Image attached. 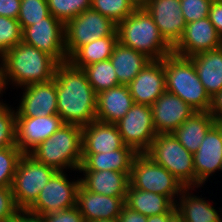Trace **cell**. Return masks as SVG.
Returning <instances> with one entry per match:
<instances>
[{
	"label": "cell",
	"instance_id": "obj_1",
	"mask_svg": "<svg viewBox=\"0 0 222 222\" xmlns=\"http://www.w3.org/2000/svg\"><path fill=\"white\" fill-rule=\"evenodd\" d=\"M57 114L65 124L86 126L96 120L97 94L85 72L69 62L55 70Z\"/></svg>",
	"mask_w": 222,
	"mask_h": 222
},
{
	"label": "cell",
	"instance_id": "obj_2",
	"mask_svg": "<svg viewBox=\"0 0 222 222\" xmlns=\"http://www.w3.org/2000/svg\"><path fill=\"white\" fill-rule=\"evenodd\" d=\"M0 62L6 87L11 82L18 88L53 80L59 64L52 56L23 41L9 49Z\"/></svg>",
	"mask_w": 222,
	"mask_h": 222
},
{
	"label": "cell",
	"instance_id": "obj_3",
	"mask_svg": "<svg viewBox=\"0 0 222 222\" xmlns=\"http://www.w3.org/2000/svg\"><path fill=\"white\" fill-rule=\"evenodd\" d=\"M118 41L151 60H161L173 52L145 8H136L117 24Z\"/></svg>",
	"mask_w": 222,
	"mask_h": 222
},
{
	"label": "cell",
	"instance_id": "obj_4",
	"mask_svg": "<svg viewBox=\"0 0 222 222\" xmlns=\"http://www.w3.org/2000/svg\"><path fill=\"white\" fill-rule=\"evenodd\" d=\"M28 154L56 171H78L82 162V127L64 124Z\"/></svg>",
	"mask_w": 222,
	"mask_h": 222
},
{
	"label": "cell",
	"instance_id": "obj_5",
	"mask_svg": "<svg viewBox=\"0 0 222 222\" xmlns=\"http://www.w3.org/2000/svg\"><path fill=\"white\" fill-rule=\"evenodd\" d=\"M164 71L167 92L177 95L196 112L209 111L211 98L190 58L172 52L164 57Z\"/></svg>",
	"mask_w": 222,
	"mask_h": 222
},
{
	"label": "cell",
	"instance_id": "obj_6",
	"mask_svg": "<svg viewBox=\"0 0 222 222\" xmlns=\"http://www.w3.org/2000/svg\"><path fill=\"white\" fill-rule=\"evenodd\" d=\"M145 154L166 168L184 188H196L193 154L172 133L156 134Z\"/></svg>",
	"mask_w": 222,
	"mask_h": 222
},
{
	"label": "cell",
	"instance_id": "obj_7",
	"mask_svg": "<svg viewBox=\"0 0 222 222\" xmlns=\"http://www.w3.org/2000/svg\"><path fill=\"white\" fill-rule=\"evenodd\" d=\"M130 186L138 190L169 197L175 204L183 185L163 166L155 163L145 153H138L131 165Z\"/></svg>",
	"mask_w": 222,
	"mask_h": 222
},
{
	"label": "cell",
	"instance_id": "obj_8",
	"mask_svg": "<svg viewBox=\"0 0 222 222\" xmlns=\"http://www.w3.org/2000/svg\"><path fill=\"white\" fill-rule=\"evenodd\" d=\"M56 170L38 162L29 154H23L18 162L12 193L20 210H27L38 198Z\"/></svg>",
	"mask_w": 222,
	"mask_h": 222
},
{
	"label": "cell",
	"instance_id": "obj_9",
	"mask_svg": "<svg viewBox=\"0 0 222 222\" xmlns=\"http://www.w3.org/2000/svg\"><path fill=\"white\" fill-rule=\"evenodd\" d=\"M115 24L101 13L88 9L65 23V50L68 58L81 46L96 39L111 36Z\"/></svg>",
	"mask_w": 222,
	"mask_h": 222
},
{
	"label": "cell",
	"instance_id": "obj_10",
	"mask_svg": "<svg viewBox=\"0 0 222 222\" xmlns=\"http://www.w3.org/2000/svg\"><path fill=\"white\" fill-rule=\"evenodd\" d=\"M65 173V170L56 171L27 210L43 216L76 206L80 179L69 181Z\"/></svg>",
	"mask_w": 222,
	"mask_h": 222
},
{
	"label": "cell",
	"instance_id": "obj_11",
	"mask_svg": "<svg viewBox=\"0 0 222 222\" xmlns=\"http://www.w3.org/2000/svg\"><path fill=\"white\" fill-rule=\"evenodd\" d=\"M65 24L51 14L22 30V41L52 56L58 63L68 62L65 50Z\"/></svg>",
	"mask_w": 222,
	"mask_h": 222
},
{
	"label": "cell",
	"instance_id": "obj_12",
	"mask_svg": "<svg viewBox=\"0 0 222 222\" xmlns=\"http://www.w3.org/2000/svg\"><path fill=\"white\" fill-rule=\"evenodd\" d=\"M125 145L137 153H145L156 136L151 106L134 103L115 124Z\"/></svg>",
	"mask_w": 222,
	"mask_h": 222
},
{
	"label": "cell",
	"instance_id": "obj_13",
	"mask_svg": "<svg viewBox=\"0 0 222 222\" xmlns=\"http://www.w3.org/2000/svg\"><path fill=\"white\" fill-rule=\"evenodd\" d=\"M222 47V37L208 17L187 23L173 53L182 57H192L199 53Z\"/></svg>",
	"mask_w": 222,
	"mask_h": 222
},
{
	"label": "cell",
	"instance_id": "obj_14",
	"mask_svg": "<svg viewBox=\"0 0 222 222\" xmlns=\"http://www.w3.org/2000/svg\"><path fill=\"white\" fill-rule=\"evenodd\" d=\"M196 188L206 183L210 176L221 171L222 124L214 123L205 134L198 150L193 154Z\"/></svg>",
	"mask_w": 222,
	"mask_h": 222
},
{
	"label": "cell",
	"instance_id": "obj_15",
	"mask_svg": "<svg viewBox=\"0 0 222 222\" xmlns=\"http://www.w3.org/2000/svg\"><path fill=\"white\" fill-rule=\"evenodd\" d=\"M64 124L58 114L45 117H16V146L24 154H28Z\"/></svg>",
	"mask_w": 222,
	"mask_h": 222
},
{
	"label": "cell",
	"instance_id": "obj_16",
	"mask_svg": "<svg viewBox=\"0 0 222 222\" xmlns=\"http://www.w3.org/2000/svg\"><path fill=\"white\" fill-rule=\"evenodd\" d=\"M144 8L155 21L164 40L173 48L187 24L180 0H150Z\"/></svg>",
	"mask_w": 222,
	"mask_h": 222
},
{
	"label": "cell",
	"instance_id": "obj_17",
	"mask_svg": "<svg viewBox=\"0 0 222 222\" xmlns=\"http://www.w3.org/2000/svg\"><path fill=\"white\" fill-rule=\"evenodd\" d=\"M21 89L24 90L16 109V117H45L57 114L55 79L46 83L30 84Z\"/></svg>",
	"mask_w": 222,
	"mask_h": 222
},
{
	"label": "cell",
	"instance_id": "obj_18",
	"mask_svg": "<svg viewBox=\"0 0 222 222\" xmlns=\"http://www.w3.org/2000/svg\"><path fill=\"white\" fill-rule=\"evenodd\" d=\"M154 128L157 134L173 133L196 111L177 95L167 91L151 105Z\"/></svg>",
	"mask_w": 222,
	"mask_h": 222
},
{
	"label": "cell",
	"instance_id": "obj_19",
	"mask_svg": "<svg viewBox=\"0 0 222 222\" xmlns=\"http://www.w3.org/2000/svg\"><path fill=\"white\" fill-rule=\"evenodd\" d=\"M128 87L134 103L151 106L166 91L164 58L151 60Z\"/></svg>",
	"mask_w": 222,
	"mask_h": 222
},
{
	"label": "cell",
	"instance_id": "obj_20",
	"mask_svg": "<svg viewBox=\"0 0 222 222\" xmlns=\"http://www.w3.org/2000/svg\"><path fill=\"white\" fill-rule=\"evenodd\" d=\"M117 149H133L123 143L115 124L93 121L82 127V154H98Z\"/></svg>",
	"mask_w": 222,
	"mask_h": 222
},
{
	"label": "cell",
	"instance_id": "obj_21",
	"mask_svg": "<svg viewBox=\"0 0 222 222\" xmlns=\"http://www.w3.org/2000/svg\"><path fill=\"white\" fill-rule=\"evenodd\" d=\"M125 205L121 197H110L86 190L81 184L77 191L76 206L86 222L115 219Z\"/></svg>",
	"mask_w": 222,
	"mask_h": 222
},
{
	"label": "cell",
	"instance_id": "obj_22",
	"mask_svg": "<svg viewBox=\"0 0 222 222\" xmlns=\"http://www.w3.org/2000/svg\"><path fill=\"white\" fill-rule=\"evenodd\" d=\"M128 85H119L97 94L96 120L116 124L133 106Z\"/></svg>",
	"mask_w": 222,
	"mask_h": 222
},
{
	"label": "cell",
	"instance_id": "obj_23",
	"mask_svg": "<svg viewBox=\"0 0 222 222\" xmlns=\"http://www.w3.org/2000/svg\"><path fill=\"white\" fill-rule=\"evenodd\" d=\"M84 177H80V184L88 191L110 196L121 197L126 200L130 185V173L118 171H79Z\"/></svg>",
	"mask_w": 222,
	"mask_h": 222
},
{
	"label": "cell",
	"instance_id": "obj_24",
	"mask_svg": "<svg viewBox=\"0 0 222 222\" xmlns=\"http://www.w3.org/2000/svg\"><path fill=\"white\" fill-rule=\"evenodd\" d=\"M189 58L206 93L212 98L222 90V47Z\"/></svg>",
	"mask_w": 222,
	"mask_h": 222
},
{
	"label": "cell",
	"instance_id": "obj_25",
	"mask_svg": "<svg viewBox=\"0 0 222 222\" xmlns=\"http://www.w3.org/2000/svg\"><path fill=\"white\" fill-rule=\"evenodd\" d=\"M138 153L134 149H117L106 153L82 154L79 171L131 172L132 161Z\"/></svg>",
	"mask_w": 222,
	"mask_h": 222
},
{
	"label": "cell",
	"instance_id": "obj_26",
	"mask_svg": "<svg viewBox=\"0 0 222 222\" xmlns=\"http://www.w3.org/2000/svg\"><path fill=\"white\" fill-rule=\"evenodd\" d=\"M110 61L119 84L128 85L151 59L118 41L113 48Z\"/></svg>",
	"mask_w": 222,
	"mask_h": 222
},
{
	"label": "cell",
	"instance_id": "obj_27",
	"mask_svg": "<svg viewBox=\"0 0 222 222\" xmlns=\"http://www.w3.org/2000/svg\"><path fill=\"white\" fill-rule=\"evenodd\" d=\"M189 190L194 188H184L176 202V210L184 222H222V210H216L204 197L193 195Z\"/></svg>",
	"mask_w": 222,
	"mask_h": 222
},
{
	"label": "cell",
	"instance_id": "obj_28",
	"mask_svg": "<svg viewBox=\"0 0 222 222\" xmlns=\"http://www.w3.org/2000/svg\"><path fill=\"white\" fill-rule=\"evenodd\" d=\"M125 205L146 217L163 213H175L176 204L167 196L138 190L129 185Z\"/></svg>",
	"mask_w": 222,
	"mask_h": 222
},
{
	"label": "cell",
	"instance_id": "obj_29",
	"mask_svg": "<svg viewBox=\"0 0 222 222\" xmlns=\"http://www.w3.org/2000/svg\"><path fill=\"white\" fill-rule=\"evenodd\" d=\"M214 123L215 120L208 111L195 112L172 134L190 153L194 154Z\"/></svg>",
	"mask_w": 222,
	"mask_h": 222
},
{
	"label": "cell",
	"instance_id": "obj_30",
	"mask_svg": "<svg viewBox=\"0 0 222 222\" xmlns=\"http://www.w3.org/2000/svg\"><path fill=\"white\" fill-rule=\"evenodd\" d=\"M118 42L117 30L111 35L96 39L79 47L69 58L68 62L78 69H83L90 64L108 60L113 48Z\"/></svg>",
	"mask_w": 222,
	"mask_h": 222
},
{
	"label": "cell",
	"instance_id": "obj_31",
	"mask_svg": "<svg viewBox=\"0 0 222 222\" xmlns=\"http://www.w3.org/2000/svg\"><path fill=\"white\" fill-rule=\"evenodd\" d=\"M82 70L96 94L120 85L110 59L90 64Z\"/></svg>",
	"mask_w": 222,
	"mask_h": 222
},
{
	"label": "cell",
	"instance_id": "obj_32",
	"mask_svg": "<svg viewBox=\"0 0 222 222\" xmlns=\"http://www.w3.org/2000/svg\"><path fill=\"white\" fill-rule=\"evenodd\" d=\"M91 9L118 24L132 14L136 7L130 0H92Z\"/></svg>",
	"mask_w": 222,
	"mask_h": 222
},
{
	"label": "cell",
	"instance_id": "obj_33",
	"mask_svg": "<svg viewBox=\"0 0 222 222\" xmlns=\"http://www.w3.org/2000/svg\"><path fill=\"white\" fill-rule=\"evenodd\" d=\"M50 14L64 24L91 9L92 0H47Z\"/></svg>",
	"mask_w": 222,
	"mask_h": 222
},
{
	"label": "cell",
	"instance_id": "obj_34",
	"mask_svg": "<svg viewBox=\"0 0 222 222\" xmlns=\"http://www.w3.org/2000/svg\"><path fill=\"white\" fill-rule=\"evenodd\" d=\"M50 15L47 0H21L17 20L22 28L31 26Z\"/></svg>",
	"mask_w": 222,
	"mask_h": 222
},
{
	"label": "cell",
	"instance_id": "obj_35",
	"mask_svg": "<svg viewBox=\"0 0 222 222\" xmlns=\"http://www.w3.org/2000/svg\"><path fill=\"white\" fill-rule=\"evenodd\" d=\"M23 154L18 147L0 149V187H12L16 168Z\"/></svg>",
	"mask_w": 222,
	"mask_h": 222
},
{
	"label": "cell",
	"instance_id": "obj_36",
	"mask_svg": "<svg viewBox=\"0 0 222 222\" xmlns=\"http://www.w3.org/2000/svg\"><path fill=\"white\" fill-rule=\"evenodd\" d=\"M9 104H0V149L16 146V111Z\"/></svg>",
	"mask_w": 222,
	"mask_h": 222
},
{
	"label": "cell",
	"instance_id": "obj_37",
	"mask_svg": "<svg viewBox=\"0 0 222 222\" xmlns=\"http://www.w3.org/2000/svg\"><path fill=\"white\" fill-rule=\"evenodd\" d=\"M22 41V28L17 19L0 16V58Z\"/></svg>",
	"mask_w": 222,
	"mask_h": 222
},
{
	"label": "cell",
	"instance_id": "obj_38",
	"mask_svg": "<svg viewBox=\"0 0 222 222\" xmlns=\"http://www.w3.org/2000/svg\"><path fill=\"white\" fill-rule=\"evenodd\" d=\"M186 23L208 17L212 0H180Z\"/></svg>",
	"mask_w": 222,
	"mask_h": 222
},
{
	"label": "cell",
	"instance_id": "obj_39",
	"mask_svg": "<svg viewBox=\"0 0 222 222\" xmlns=\"http://www.w3.org/2000/svg\"><path fill=\"white\" fill-rule=\"evenodd\" d=\"M19 210L12 187H0V222H11Z\"/></svg>",
	"mask_w": 222,
	"mask_h": 222
},
{
	"label": "cell",
	"instance_id": "obj_40",
	"mask_svg": "<svg viewBox=\"0 0 222 222\" xmlns=\"http://www.w3.org/2000/svg\"><path fill=\"white\" fill-rule=\"evenodd\" d=\"M45 222H86L77 206L43 215Z\"/></svg>",
	"mask_w": 222,
	"mask_h": 222
},
{
	"label": "cell",
	"instance_id": "obj_41",
	"mask_svg": "<svg viewBox=\"0 0 222 222\" xmlns=\"http://www.w3.org/2000/svg\"><path fill=\"white\" fill-rule=\"evenodd\" d=\"M21 0H0V16L17 19Z\"/></svg>",
	"mask_w": 222,
	"mask_h": 222
},
{
	"label": "cell",
	"instance_id": "obj_42",
	"mask_svg": "<svg viewBox=\"0 0 222 222\" xmlns=\"http://www.w3.org/2000/svg\"><path fill=\"white\" fill-rule=\"evenodd\" d=\"M208 18L222 37V1L212 2Z\"/></svg>",
	"mask_w": 222,
	"mask_h": 222
},
{
	"label": "cell",
	"instance_id": "obj_43",
	"mask_svg": "<svg viewBox=\"0 0 222 222\" xmlns=\"http://www.w3.org/2000/svg\"><path fill=\"white\" fill-rule=\"evenodd\" d=\"M208 112L214 118L215 123L222 124V90L211 98Z\"/></svg>",
	"mask_w": 222,
	"mask_h": 222
},
{
	"label": "cell",
	"instance_id": "obj_44",
	"mask_svg": "<svg viewBox=\"0 0 222 222\" xmlns=\"http://www.w3.org/2000/svg\"><path fill=\"white\" fill-rule=\"evenodd\" d=\"M118 220L119 222H147V217L124 205L119 214Z\"/></svg>",
	"mask_w": 222,
	"mask_h": 222
},
{
	"label": "cell",
	"instance_id": "obj_45",
	"mask_svg": "<svg viewBox=\"0 0 222 222\" xmlns=\"http://www.w3.org/2000/svg\"><path fill=\"white\" fill-rule=\"evenodd\" d=\"M11 222H45L42 215L34 214L28 210H19Z\"/></svg>",
	"mask_w": 222,
	"mask_h": 222
},
{
	"label": "cell",
	"instance_id": "obj_46",
	"mask_svg": "<svg viewBox=\"0 0 222 222\" xmlns=\"http://www.w3.org/2000/svg\"><path fill=\"white\" fill-rule=\"evenodd\" d=\"M173 214L174 213H163L160 215L149 216L147 217V222H168Z\"/></svg>",
	"mask_w": 222,
	"mask_h": 222
},
{
	"label": "cell",
	"instance_id": "obj_47",
	"mask_svg": "<svg viewBox=\"0 0 222 222\" xmlns=\"http://www.w3.org/2000/svg\"><path fill=\"white\" fill-rule=\"evenodd\" d=\"M6 88L8 89V87H6V84H5L4 72H3V64L1 62L0 63V97H1V95H3L2 93H3L4 90H6ZM0 104H3V100H2V102L0 100Z\"/></svg>",
	"mask_w": 222,
	"mask_h": 222
},
{
	"label": "cell",
	"instance_id": "obj_48",
	"mask_svg": "<svg viewBox=\"0 0 222 222\" xmlns=\"http://www.w3.org/2000/svg\"><path fill=\"white\" fill-rule=\"evenodd\" d=\"M136 8H144L150 0H130Z\"/></svg>",
	"mask_w": 222,
	"mask_h": 222
},
{
	"label": "cell",
	"instance_id": "obj_49",
	"mask_svg": "<svg viewBox=\"0 0 222 222\" xmlns=\"http://www.w3.org/2000/svg\"><path fill=\"white\" fill-rule=\"evenodd\" d=\"M168 222H184L182 216L176 211L168 220Z\"/></svg>",
	"mask_w": 222,
	"mask_h": 222
},
{
	"label": "cell",
	"instance_id": "obj_50",
	"mask_svg": "<svg viewBox=\"0 0 222 222\" xmlns=\"http://www.w3.org/2000/svg\"><path fill=\"white\" fill-rule=\"evenodd\" d=\"M89 222H119L118 218L115 219H101V220H94Z\"/></svg>",
	"mask_w": 222,
	"mask_h": 222
},
{
	"label": "cell",
	"instance_id": "obj_51",
	"mask_svg": "<svg viewBox=\"0 0 222 222\" xmlns=\"http://www.w3.org/2000/svg\"><path fill=\"white\" fill-rule=\"evenodd\" d=\"M218 1H220V2H221L222 0H212V2H218Z\"/></svg>",
	"mask_w": 222,
	"mask_h": 222
}]
</instances>
